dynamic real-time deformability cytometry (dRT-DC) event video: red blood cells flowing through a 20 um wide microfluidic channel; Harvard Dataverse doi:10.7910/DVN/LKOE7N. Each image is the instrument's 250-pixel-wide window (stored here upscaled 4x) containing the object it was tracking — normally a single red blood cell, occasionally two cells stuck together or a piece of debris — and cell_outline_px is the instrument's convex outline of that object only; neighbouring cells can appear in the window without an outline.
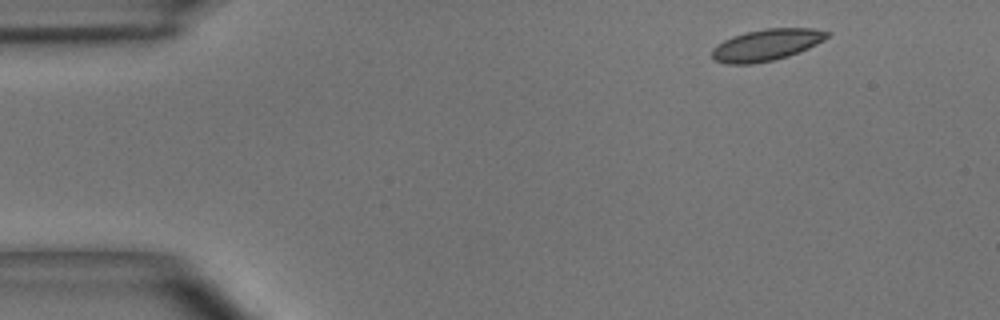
{"species": "common noctule bat (a hibernating species)", "species_latin": "Nyctalus noctula", "temperature_condition": "room temperature", "stored_images_in_passage": 4, "camera_frame_rate_fps": 3000, "um_per_image_px": 0.085, "animal": {"sex": "male", "body_mass_g": 15.6}, "frame": {"image": 1, "passage_image": 1, "time_ms": 0.0, "image_size_px": [1000, 320], "cell_outline_px": [[832, 32], [824, 40], [800, 52], [788, 56], [772, 60], [752, 64], [724, 64], [712, 60], [712, 48], [716, 44], [732, 36], [744, 32], [764, 28], [812, 28]], "centroid_in_image_um": [65.12, 3.81], "position_along_channel_um": 19.9, "area_um2": 21.44}}
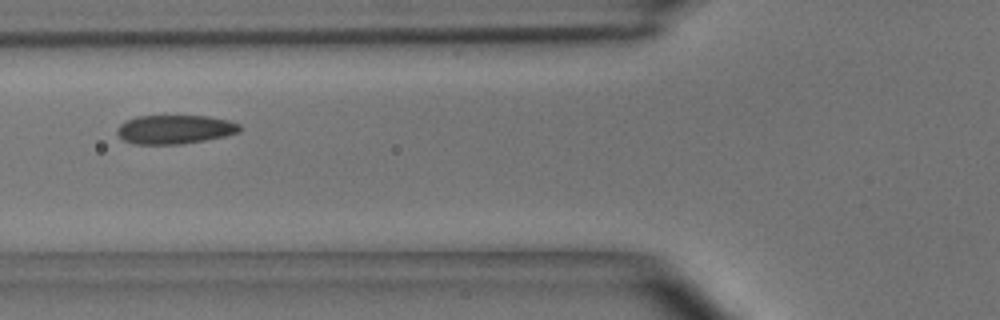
{"frame": {"image": 2, "passage_image": 4, "time_ms": 1.0, "image_size_px": [1000, 320], "cell_outline_px": [[244, 128], [240, 132], [224, 136], [204, 140], [180, 144], [136, 144], [124, 140], [116, 132], [120, 124], [124, 120], [136, 116], [208, 116], [228, 120], [240, 124]], "centroid_in_image_um": [14.88, 10.99], "position_along_channel_um": 110.9, "area_um2": 20.69}}